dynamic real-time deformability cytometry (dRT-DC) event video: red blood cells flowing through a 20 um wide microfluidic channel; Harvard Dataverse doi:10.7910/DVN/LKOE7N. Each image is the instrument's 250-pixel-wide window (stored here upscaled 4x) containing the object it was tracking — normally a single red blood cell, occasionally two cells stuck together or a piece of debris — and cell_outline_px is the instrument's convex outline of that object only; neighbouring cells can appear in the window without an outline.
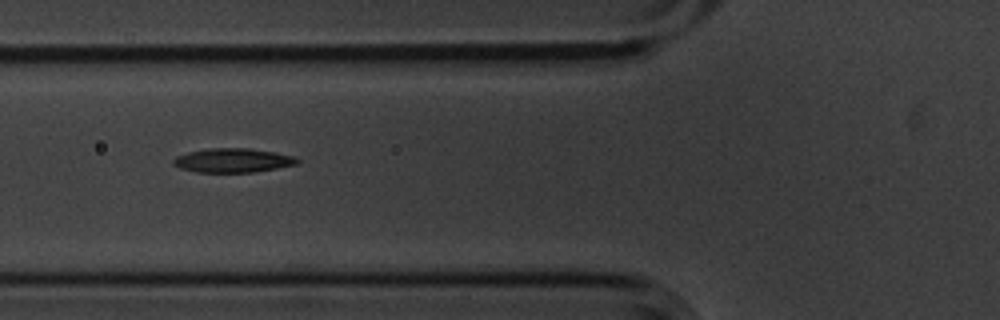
{"species": "common noctule bat (a hibernating species)", "species_latin": "Nyctalus noctula", "temperature_condition": "cold", "stored_images_in_passage": 6, "camera_frame_rate_fps": 3000, "um_per_image_px": 0.085, "animal": {"sex": "male", "body_mass_g": 20.1, "forearm_length_mm": 53.5}, "frame": {"image": 1, "passage_image": 2, "time_ms": 0.333, "image_size_px": [1000, 320], "cell_outline_px": [[300, 160], [296, 164], [276, 168], [252, 172], [196, 172], [180, 168], [172, 164], [172, 160], [176, 156], [188, 152], [208, 148], [248, 148], [276, 152], [292, 156]], "centroid_in_image_um": [19.75, 13.63], "position_along_channel_um": 106.1, "area_um2": 17.34}}
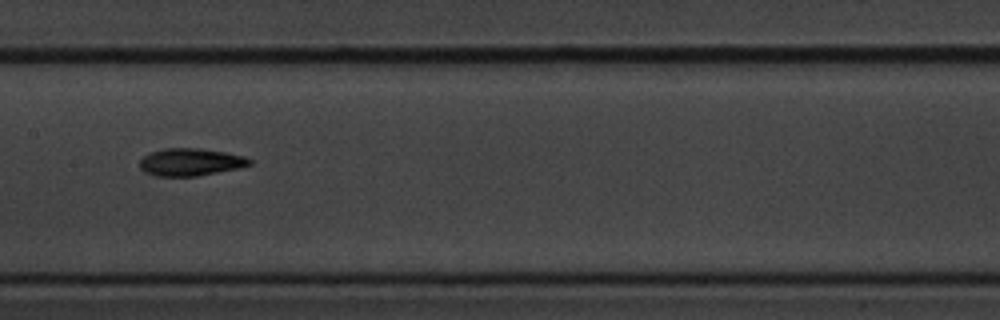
{"frame": {"image": 2, "passage_image": 4, "time_ms": 1.0, "image_size_px": [1000, 320], "cell_outline_px": [[252, 164], [240, 168], [196, 176], [156, 176], [144, 172], [140, 168], [140, 160], [148, 152], [164, 148], [200, 148], [224, 152], [244, 156], [252, 160]], "centroid_in_image_um": [16.18, 13.77], "position_along_channel_um": 191.2, "area_um2": 17.69}}
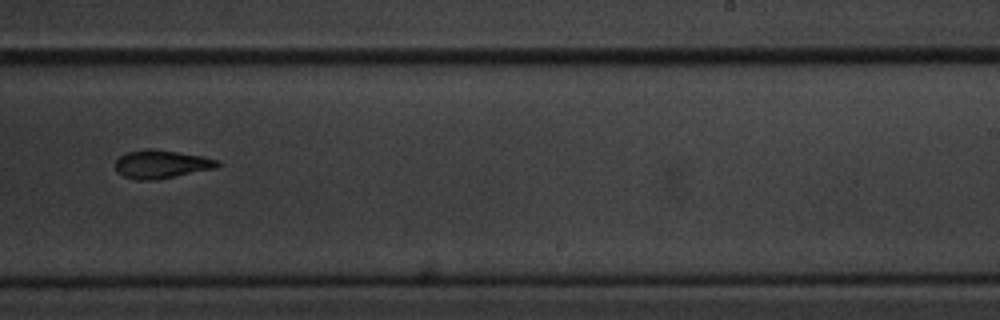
{"frame": {"image": 3, "passage_image": 6, "time_ms": 1.667, "image_size_px": [1000, 320], "cell_outline_px": [[220, 164], [216, 168], [156, 180], [136, 180], [124, 176], [116, 172], [116, 160], [120, 156], [128, 152], [148, 148], [152, 148], [200, 156], [220, 160]], "centroid_in_image_um": [13.7, 13.96], "position_along_channel_um": 275.3, "area_um2": 16.76}}